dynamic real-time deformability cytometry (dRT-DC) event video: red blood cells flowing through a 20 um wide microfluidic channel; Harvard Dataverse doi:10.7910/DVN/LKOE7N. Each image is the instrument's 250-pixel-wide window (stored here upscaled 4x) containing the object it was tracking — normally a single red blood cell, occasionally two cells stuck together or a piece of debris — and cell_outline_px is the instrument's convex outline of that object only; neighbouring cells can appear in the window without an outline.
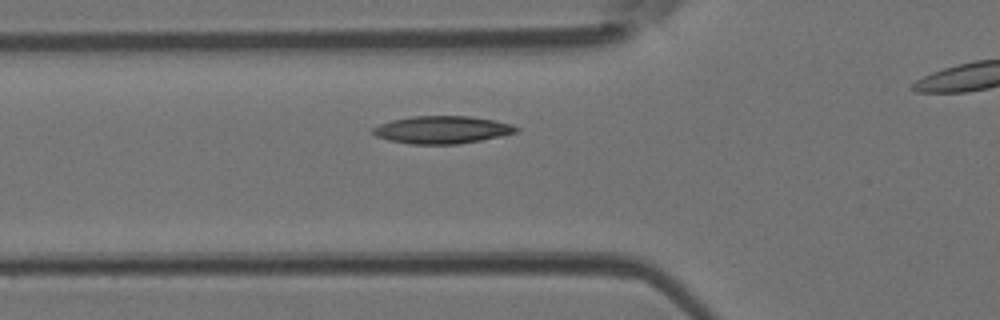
{"species": "Egyptian fruit bat (a non-hibernating species)", "species_latin": "Rousettus aegyptiacus", "temperature_condition": "room temperature", "stored_images_in_passage": 26, "camera_frame_rate_fps": 3000, "um_per_image_px": 0.085, "animal": {"sex": "female"}, "frame": {"image": 1, "passage_image": 2, "time_ms": 0.333, "image_size_px": [1000, 320], "cell_outline_px": [[520, 132], [480, 140], [456, 144], [408, 144], [388, 140], [376, 136], [372, 132], [372, 128], [380, 124], [392, 120], [412, 116], [468, 116], [496, 120], [512, 124], [520, 128]], "centroid_in_image_um": [37.6, 11.03], "position_along_channel_um": 88.2, "area_um2": 23.12}}
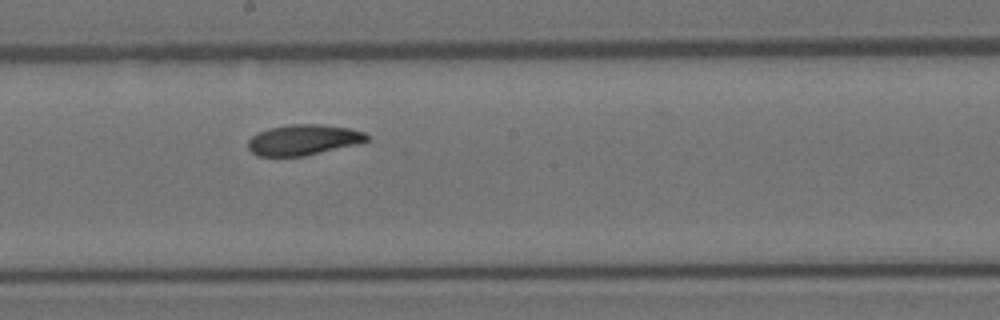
{"frame": {"image": 2, "passage_image": 12, "time_ms": 3.667, "image_size_px": [1000, 320], "cell_outline_px": [[368, 140], [360, 144], [304, 156], [256, 156], [248, 148], [248, 140], [252, 136], [268, 128], [292, 124], [320, 124], [348, 128], [364, 132], [368, 136]], "centroid_in_image_um": [25.8, 11.89], "position_along_channel_um": 222.4, "area_um2": 21.21}}
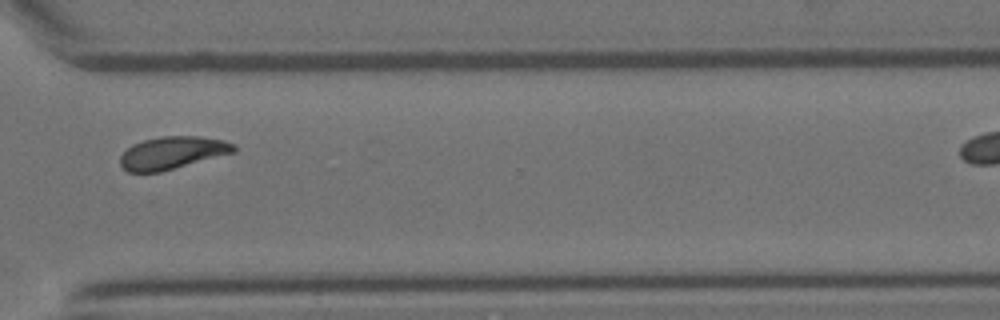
{"frame": {"image": 3, "passage_image": 22, "time_ms": 7.0, "image_size_px": [1000, 320], "cell_outline_px": [[236, 152], [160, 172], [128, 172], [120, 164], [120, 156], [132, 144], [144, 140], [160, 136], [200, 136], [224, 140], [236, 144]], "centroid_in_image_um": [14.68, 12.98], "position_along_channel_um": 355.9, "area_um2": 21.62}}